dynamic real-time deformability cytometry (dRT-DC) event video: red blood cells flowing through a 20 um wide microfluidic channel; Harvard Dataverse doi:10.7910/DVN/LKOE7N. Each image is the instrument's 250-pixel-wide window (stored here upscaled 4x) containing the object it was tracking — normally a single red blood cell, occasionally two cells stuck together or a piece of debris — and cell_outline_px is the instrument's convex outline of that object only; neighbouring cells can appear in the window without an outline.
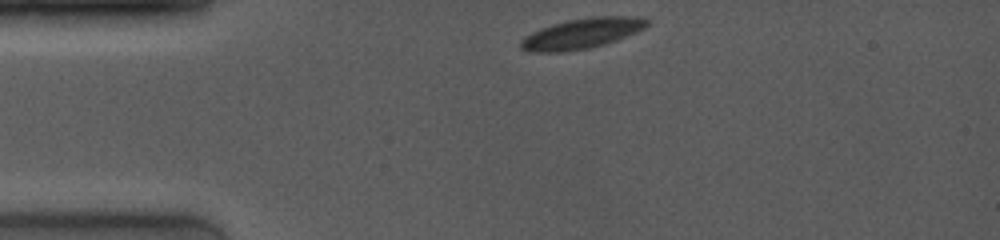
{"species": "common noctule bat (a hibernating species)", "species_latin": "Nyctalus noctula", "temperature_condition": "room temperature", "stored_images_in_passage": 19, "camera_frame_rate_fps": 4000, "um_per_image_px": 0.085, "animal": {"sex": "female", "body_mass_g": 19.0, "forearm_length_mm": 53.3}, "frame": {"image": 1, "passage_image": 1, "time_ms": 0.0, "image_size_px": [1000, 240], "cell_outline_px": [[648, 24], [644, 28], [636, 32], [616, 40], [604, 44], [588, 48], [564, 52], [532, 52], [520, 48], [520, 40], [524, 36], [540, 28], [552, 24], [568, 20], [592, 16], [644, 16], [648, 20]], "centroid_in_image_um": [49.45, 2.83], "position_along_channel_um": 35.6, "area_um2": 22.43}}
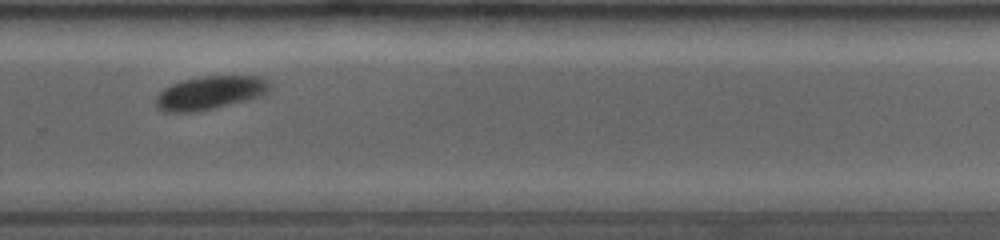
{"frame": {"image": 2, "passage_image": 14, "time_ms": 8.0, "image_size_px": [1000, 240], "cell_outline_px": [[268, 92], [264, 96], [212, 108], [192, 112], [164, 112], [156, 108], [156, 96], [164, 88], [172, 84], [184, 80], [204, 76], [256, 76], [264, 80], [268, 84]], "centroid_in_image_um": [17.81, 7.9], "position_along_channel_um": 312.0, "area_um2": 21.85}}
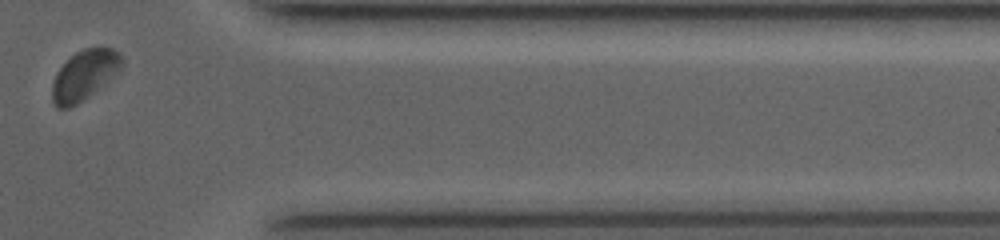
{"frame": {"image": 3, "passage_image": 18, "time_ms": 10.5, "image_size_px": [1000, 240], "cell_outline_px": [[124, 64], [120, 68], [88, 96], [76, 104], [68, 108], [56, 108], [52, 100], [52, 84], [56, 72], [76, 52], [84, 48], [100, 44], [112, 48], [120, 52], [124, 56]], "centroid_in_image_um": [7.18, 6.32], "position_along_channel_um": 404.2, "area_um2": 20.17}, "authors_computed_cell_mechanics": {"area_um2": 22.5998, "velocity_mm_per_s": 3.9442, "shape_relaxation_time_tau1_ms": 1.7972, "shape_relaxation_time_tau2_ms": null, "deformation_change_tau1": 0.0824, "deformation_change_tau2": null}}